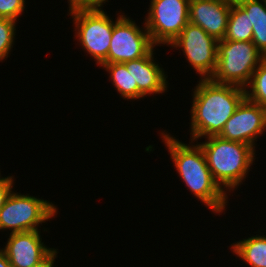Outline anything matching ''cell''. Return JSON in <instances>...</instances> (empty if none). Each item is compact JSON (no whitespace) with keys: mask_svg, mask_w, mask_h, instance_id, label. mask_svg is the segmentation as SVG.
I'll return each instance as SVG.
<instances>
[{"mask_svg":"<svg viewBox=\"0 0 266 267\" xmlns=\"http://www.w3.org/2000/svg\"><path fill=\"white\" fill-rule=\"evenodd\" d=\"M68 5L105 4L108 0H67Z\"/></svg>","mask_w":266,"mask_h":267,"instance_id":"obj_23","label":"cell"},{"mask_svg":"<svg viewBox=\"0 0 266 267\" xmlns=\"http://www.w3.org/2000/svg\"><path fill=\"white\" fill-rule=\"evenodd\" d=\"M159 134L184 185L213 214L222 215L231 195H227L214 181L201 146L194 141L184 143L166 130Z\"/></svg>","mask_w":266,"mask_h":267,"instance_id":"obj_2","label":"cell"},{"mask_svg":"<svg viewBox=\"0 0 266 267\" xmlns=\"http://www.w3.org/2000/svg\"><path fill=\"white\" fill-rule=\"evenodd\" d=\"M14 176H7L0 182V209L5 205L6 200L13 192Z\"/></svg>","mask_w":266,"mask_h":267,"instance_id":"obj_21","label":"cell"},{"mask_svg":"<svg viewBox=\"0 0 266 267\" xmlns=\"http://www.w3.org/2000/svg\"><path fill=\"white\" fill-rule=\"evenodd\" d=\"M190 0H150L144 23L155 46H169L189 23Z\"/></svg>","mask_w":266,"mask_h":267,"instance_id":"obj_7","label":"cell"},{"mask_svg":"<svg viewBox=\"0 0 266 267\" xmlns=\"http://www.w3.org/2000/svg\"><path fill=\"white\" fill-rule=\"evenodd\" d=\"M5 177L1 176V172H0V182L4 179Z\"/></svg>","mask_w":266,"mask_h":267,"instance_id":"obj_25","label":"cell"},{"mask_svg":"<svg viewBox=\"0 0 266 267\" xmlns=\"http://www.w3.org/2000/svg\"><path fill=\"white\" fill-rule=\"evenodd\" d=\"M104 69L111 79L112 85L115 87L119 96L125 100H138V86H133V77L131 75V61L124 63H107L103 64Z\"/></svg>","mask_w":266,"mask_h":267,"instance_id":"obj_15","label":"cell"},{"mask_svg":"<svg viewBox=\"0 0 266 267\" xmlns=\"http://www.w3.org/2000/svg\"><path fill=\"white\" fill-rule=\"evenodd\" d=\"M266 132V107L245 98L226 122L220 137L256 148L257 138Z\"/></svg>","mask_w":266,"mask_h":267,"instance_id":"obj_10","label":"cell"},{"mask_svg":"<svg viewBox=\"0 0 266 267\" xmlns=\"http://www.w3.org/2000/svg\"><path fill=\"white\" fill-rule=\"evenodd\" d=\"M26 0H0V18L19 21L26 9Z\"/></svg>","mask_w":266,"mask_h":267,"instance_id":"obj_20","label":"cell"},{"mask_svg":"<svg viewBox=\"0 0 266 267\" xmlns=\"http://www.w3.org/2000/svg\"><path fill=\"white\" fill-rule=\"evenodd\" d=\"M233 0H190L189 22L217 40L224 39Z\"/></svg>","mask_w":266,"mask_h":267,"instance_id":"obj_12","label":"cell"},{"mask_svg":"<svg viewBox=\"0 0 266 267\" xmlns=\"http://www.w3.org/2000/svg\"><path fill=\"white\" fill-rule=\"evenodd\" d=\"M105 4L70 5L67 15L74 27V39L101 68L107 64L114 23L124 14L118 13L115 20L103 10Z\"/></svg>","mask_w":266,"mask_h":267,"instance_id":"obj_4","label":"cell"},{"mask_svg":"<svg viewBox=\"0 0 266 267\" xmlns=\"http://www.w3.org/2000/svg\"><path fill=\"white\" fill-rule=\"evenodd\" d=\"M265 58L252 41L218 40L217 65L210 79L245 88Z\"/></svg>","mask_w":266,"mask_h":267,"instance_id":"obj_5","label":"cell"},{"mask_svg":"<svg viewBox=\"0 0 266 267\" xmlns=\"http://www.w3.org/2000/svg\"><path fill=\"white\" fill-rule=\"evenodd\" d=\"M125 13L114 23L107 63H124L146 56L156 46L145 27Z\"/></svg>","mask_w":266,"mask_h":267,"instance_id":"obj_9","label":"cell"},{"mask_svg":"<svg viewBox=\"0 0 266 267\" xmlns=\"http://www.w3.org/2000/svg\"><path fill=\"white\" fill-rule=\"evenodd\" d=\"M40 233V230L9 233L2 250L12 267H32L43 261L55 249L44 244Z\"/></svg>","mask_w":266,"mask_h":267,"instance_id":"obj_11","label":"cell"},{"mask_svg":"<svg viewBox=\"0 0 266 267\" xmlns=\"http://www.w3.org/2000/svg\"><path fill=\"white\" fill-rule=\"evenodd\" d=\"M253 25L250 24L249 15L235 0L231 5L227 29L222 40L252 41Z\"/></svg>","mask_w":266,"mask_h":267,"instance_id":"obj_17","label":"cell"},{"mask_svg":"<svg viewBox=\"0 0 266 267\" xmlns=\"http://www.w3.org/2000/svg\"><path fill=\"white\" fill-rule=\"evenodd\" d=\"M197 143L203 150L214 181L227 195L246 181L252 165L255 164L256 149L220 136H210Z\"/></svg>","mask_w":266,"mask_h":267,"instance_id":"obj_3","label":"cell"},{"mask_svg":"<svg viewBox=\"0 0 266 267\" xmlns=\"http://www.w3.org/2000/svg\"><path fill=\"white\" fill-rule=\"evenodd\" d=\"M58 249H54L43 261L40 263L32 266V267H54V262L56 258L58 257Z\"/></svg>","mask_w":266,"mask_h":267,"instance_id":"obj_22","label":"cell"},{"mask_svg":"<svg viewBox=\"0 0 266 267\" xmlns=\"http://www.w3.org/2000/svg\"><path fill=\"white\" fill-rule=\"evenodd\" d=\"M0 267H12L5 252L0 249Z\"/></svg>","mask_w":266,"mask_h":267,"instance_id":"obj_24","label":"cell"},{"mask_svg":"<svg viewBox=\"0 0 266 267\" xmlns=\"http://www.w3.org/2000/svg\"><path fill=\"white\" fill-rule=\"evenodd\" d=\"M154 54L153 48L146 56L131 60L133 86H138L139 100L155 94H165L169 87L167 72L154 60Z\"/></svg>","mask_w":266,"mask_h":267,"instance_id":"obj_13","label":"cell"},{"mask_svg":"<svg viewBox=\"0 0 266 267\" xmlns=\"http://www.w3.org/2000/svg\"><path fill=\"white\" fill-rule=\"evenodd\" d=\"M249 15L252 42L266 57V0H235Z\"/></svg>","mask_w":266,"mask_h":267,"instance_id":"obj_16","label":"cell"},{"mask_svg":"<svg viewBox=\"0 0 266 267\" xmlns=\"http://www.w3.org/2000/svg\"><path fill=\"white\" fill-rule=\"evenodd\" d=\"M218 40L205 32L200 26L188 23L179 36L169 45L182 50L185 59L200 75V79H208L213 75L217 65Z\"/></svg>","mask_w":266,"mask_h":267,"instance_id":"obj_8","label":"cell"},{"mask_svg":"<svg viewBox=\"0 0 266 267\" xmlns=\"http://www.w3.org/2000/svg\"><path fill=\"white\" fill-rule=\"evenodd\" d=\"M58 212L54 203L42 197L40 199L13 190L0 209V231L9 230L11 234L41 230L39 224L52 220Z\"/></svg>","mask_w":266,"mask_h":267,"instance_id":"obj_6","label":"cell"},{"mask_svg":"<svg viewBox=\"0 0 266 267\" xmlns=\"http://www.w3.org/2000/svg\"><path fill=\"white\" fill-rule=\"evenodd\" d=\"M192 89L190 140L219 136L226 122L246 98L245 89L216 83L210 78L197 80Z\"/></svg>","mask_w":266,"mask_h":267,"instance_id":"obj_1","label":"cell"},{"mask_svg":"<svg viewBox=\"0 0 266 267\" xmlns=\"http://www.w3.org/2000/svg\"><path fill=\"white\" fill-rule=\"evenodd\" d=\"M17 24V21L0 18V62L6 60L13 50Z\"/></svg>","mask_w":266,"mask_h":267,"instance_id":"obj_19","label":"cell"},{"mask_svg":"<svg viewBox=\"0 0 266 267\" xmlns=\"http://www.w3.org/2000/svg\"><path fill=\"white\" fill-rule=\"evenodd\" d=\"M262 233L235 241L229 249L249 267H266V235Z\"/></svg>","mask_w":266,"mask_h":267,"instance_id":"obj_14","label":"cell"},{"mask_svg":"<svg viewBox=\"0 0 266 267\" xmlns=\"http://www.w3.org/2000/svg\"><path fill=\"white\" fill-rule=\"evenodd\" d=\"M244 89L249 101L266 107V58L253 72L248 85Z\"/></svg>","mask_w":266,"mask_h":267,"instance_id":"obj_18","label":"cell"}]
</instances>
